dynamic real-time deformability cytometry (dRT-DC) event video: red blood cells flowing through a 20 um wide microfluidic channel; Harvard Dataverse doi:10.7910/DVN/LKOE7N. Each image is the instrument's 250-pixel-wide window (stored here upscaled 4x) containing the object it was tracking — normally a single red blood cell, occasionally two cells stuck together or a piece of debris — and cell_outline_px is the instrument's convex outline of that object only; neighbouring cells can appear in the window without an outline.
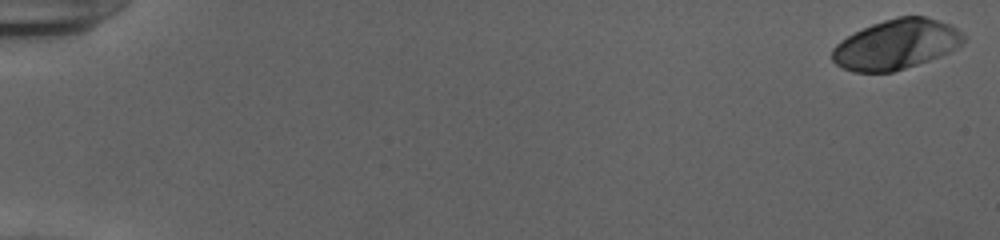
{"species": "human", "species_latin": "Homo sapiens", "temperature_condition": "cold", "stored_images_in_passage": 53, "camera_frame_rate_fps": 3000, "um_per_image_px": 0.085, "donor": {"sex": "female"}, "frame": {"image": 1, "passage_image": 1, "time_ms": 0.0, "image_size_px": [1000, 240], "cell_outline_px": [[964, 40], [956, 48], [940, 56], [892, 72], [852, 72], [836, 64], [832, 60], [832, 48], [840, 40], [872, 24], [884, 20], [900, 16], [924, 16], [948, 24], [956, 28], [964, 36]], "centroid_in_image_um": [76.14, 3.78], "position_along_channel_um": 8.9, "area_um2": 37.69}}
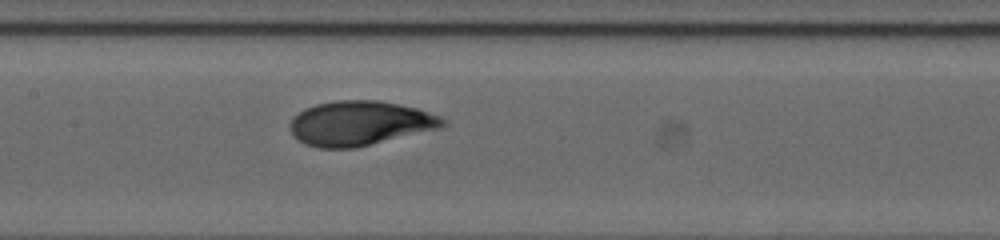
{"frame": {"image": 2, "passage_image": 28, "time_ms": 9.0, "image_size_px": [1000, 240], "cell_outline_px": [[448, 124], [440, 128], [352, 148], [320, 148], [304, 144], [292, 136], [288, 124], [292, 116], [304, 108], [316, 104], [336, 100], [376, 100], [416, 108], [440, 116], [448, 120]], "centroid_in_image_um": [30.53, 10.47], "position_along_channel_um": 176.9, "area_um2": 39.71}}
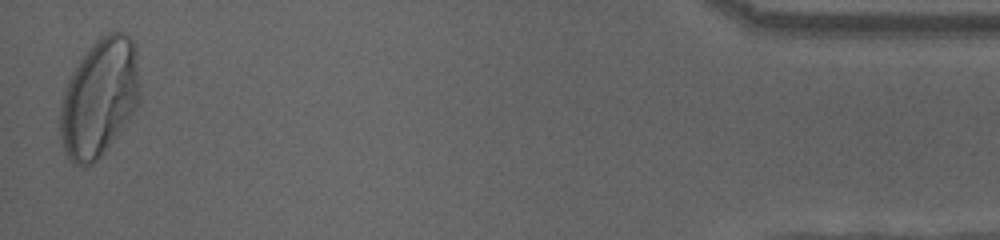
{"frame": {"image": 3, "passage_image": 53, "time_ms": 17.333, "image_size_px": [1000, 240], "cell_outline_px": [[136, 104], [132, 112], [100, 156], [92, 164], [80, 168], [68, 156], [64, 148], [60, 136], [60, 104], [64, 88], [68, 76], [80, 60], [96, 40], [100, 36], [108, 32], [124, 32], [132, 40], [136, 48]], "centroid_in_image_um": [8.36, 8.29], "position_along_channel_um": 426.8, "area_um2": 53.35}, "authors_computed_cell_mechanics": {"area_um2": 38.4948, "velocity_mm_per_s": 3.9188, "shape_relaxation_time_tau1_ms": 4.9335, "shape_relaxation_time_tau2_ms": null, "deformation_change_tau1": 0.2115, "deformation_change_tau2": null}}